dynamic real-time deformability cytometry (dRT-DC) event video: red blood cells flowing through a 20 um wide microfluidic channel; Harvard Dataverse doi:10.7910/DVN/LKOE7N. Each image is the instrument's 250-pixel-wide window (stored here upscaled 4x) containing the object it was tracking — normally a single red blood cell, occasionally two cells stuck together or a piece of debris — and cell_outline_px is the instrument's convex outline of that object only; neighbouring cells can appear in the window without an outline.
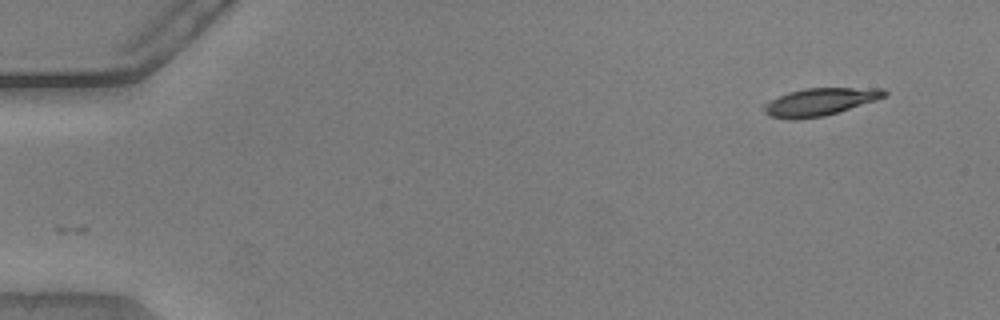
{"species": "common noctule bat (a hibernating species)", "species_latin": "Nyctalus noctula", "temperature_condition": "warm", "stored_images_in_passage": 12, "camera_frame_rate_fps": 3000, "um_per_image_px": 0.085, "animal": {"sex": "male", "body_mass_g": 20.5, "forearm_length_mm": 52.5}, "frame": {"image": 1, "passage_image": 1, "time_ms": 0.0, "image_size_px": [1000, 320], "cell_outline_px": [[888, 92], [884, 96], [876, 100], [824, 116], [796, 120], [792, 120], [768, 116], [764, 112], [764, 104], [788, 92], [804, 88], [884, 88]], "centroid_in_image_um": [69.67, 8.66], "position_along_channel_um": 15.3, "area_um2": 19.19}}
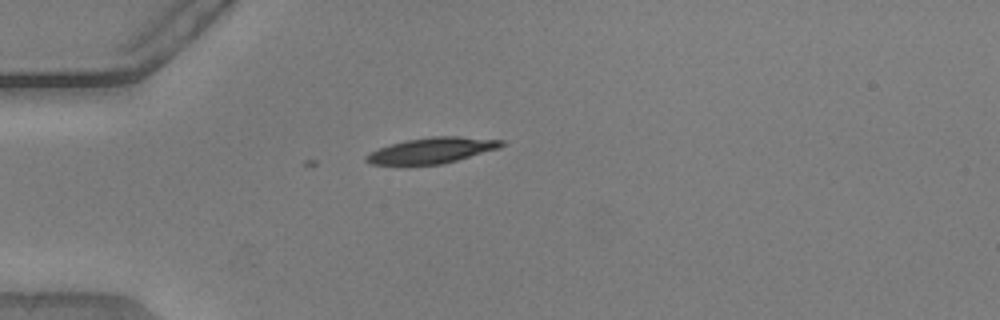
{"frame": {"image": 2, "passage_image": 12, "time_ms": 3.667, "image_size_px": [1000, 320], "cell_outline_px": [[504, 144], [500, 148], [444, 164], [404, 168], [368, 164], [364, 160], [364, 156], [380, 148], [404, 140], [432, 136], [460, 136], [504, 140]], "centroid_in_image_um": [36.63, 12.84], "position_along_channel_um": 48.4, "area_um2": 21.33}}